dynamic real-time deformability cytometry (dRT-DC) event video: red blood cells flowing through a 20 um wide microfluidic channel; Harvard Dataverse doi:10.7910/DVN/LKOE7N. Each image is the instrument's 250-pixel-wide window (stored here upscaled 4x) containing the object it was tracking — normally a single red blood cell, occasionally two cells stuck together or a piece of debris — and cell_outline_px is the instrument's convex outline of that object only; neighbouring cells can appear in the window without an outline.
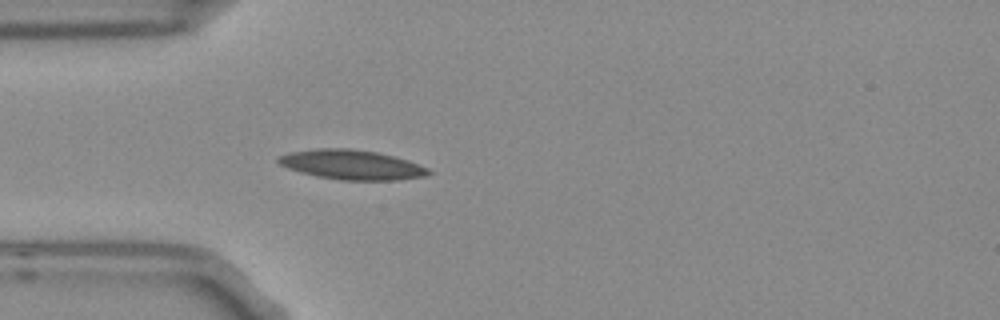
{"species": "Egyptian fruit bat (a non-hibernating species)", "species_latin": "Rousettus aegyptiacus", "temperature_condition": "room temperature", "stored_images_in_passage": 3, "camera_frame_rate_fps": 3000, "um_per_image_px": 0.085, "frame": {"image": 1, "passage_image": 3, "time_ms": 0.667, "image_size_px": [1000, 320], "cell_outline_px": [[432, 172], [424, 176], [396, 180], [340, 180], [316, 176], [288, 168], [280, 164], [276, 160], [280, 156], [288, 152], [316, 148], [352, 148], [376, 152], [408, 160], [428, 168]], "centroid_in_image_um": [29.88, 13.99], "position_along_channel_um": 55.1, "area_um2": 25.84}}